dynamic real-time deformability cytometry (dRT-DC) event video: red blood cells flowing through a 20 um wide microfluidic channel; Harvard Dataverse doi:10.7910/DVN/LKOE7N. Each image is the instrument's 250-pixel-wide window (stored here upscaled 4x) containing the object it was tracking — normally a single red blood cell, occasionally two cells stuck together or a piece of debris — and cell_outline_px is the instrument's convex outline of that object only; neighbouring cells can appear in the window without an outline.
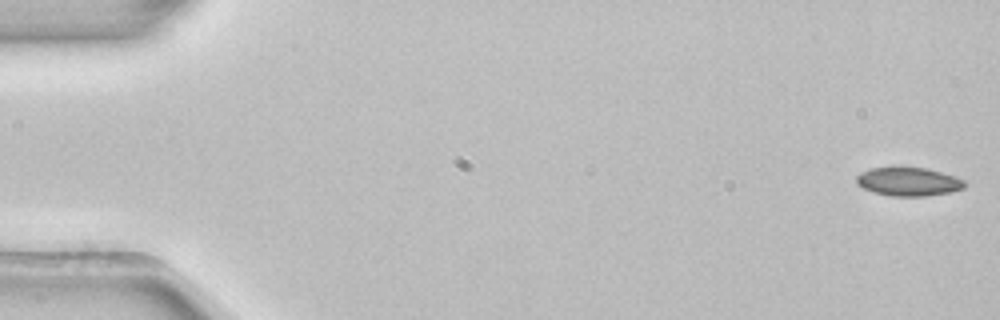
{"species": "common noctule bat (a hibernating species)", "species_latin": "Nyctalus noctula", "temperature_condition": "room temperature", "stored_images_in_passage": 54, "camera_frame_rate_fps": 3000, "um_per_image_px": 0.085, "animal": {"sex": "female", "body_mass_g": 22.7, "forearm_length_mm": 54.2}, "frame": {"image": 1, "passage_image": 1, "time_ms": 0.0, "image_size_px": [1000, 320], "cell_outline_px": [[964, 188], [948, 192], [924, 196], [892, 196], [872, 192], [856, 184], [856, 176], [860, 172], [872, 168], [928, 168], [964, 180]], "centroid_in_image_um": [77.16, 15.45], "position_along_channel_um": 7.8, "area_um2": 17.69}}
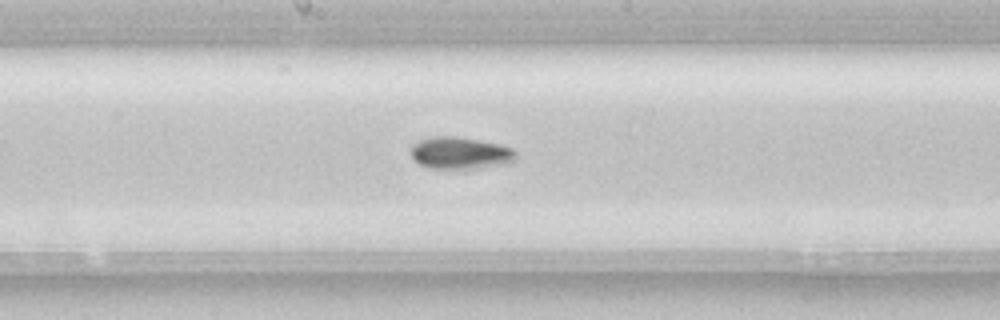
{"frame": {"image": 2, "passage_image": 28, "time_ms": 9.0, "image_size_px": [1000, 320], "cell_outline_px": [[516, 160], [500, 164], [476, 168], [428, 168], [420, 164], [412, 156], [412, 144], [420, 140], [432, 136], [460, 136], [500, 144], [512, 148], [516, 152]], "centroid_in_image_um": [39.12, 12.98], "position_along_channel_um": 209.1, "area_um2": 19.48}}
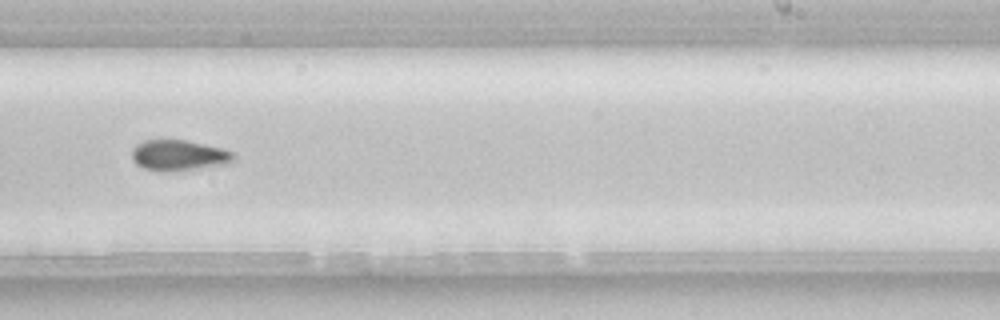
{"frame": {"image": 3, "passage_image": 33, "time_ms": 10.667, "image_size_px": [1000, 320], "cell_outline_px": [[236, 160], [228, 164], [172, 172], [160, 172], [144, 168], [136, 164], [132, 160], [132, 148], [136, 144], [144, 140], [188, 140], [220, 148], [232, 152], [236, 156]], "centroid_in_image_um": [15.19, 13.22], "position_along_channel_um": 273.8, "area_um2": 18.5}, "authors_computed_cell_mechanics": {"area_um2": 18.3804, "velocity_mm_per_s": 3.9048, "shape_relaxation_time_tau1_ms": 5.0322, "shape_relaxation_time_tau2_ms": null, "deformation_change_tau1": 0.0861, "deformation_change_tau2": null}}